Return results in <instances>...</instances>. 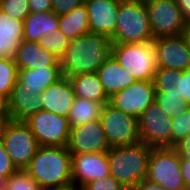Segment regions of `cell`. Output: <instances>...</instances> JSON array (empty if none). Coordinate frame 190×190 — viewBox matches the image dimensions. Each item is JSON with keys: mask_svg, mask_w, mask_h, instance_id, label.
Segmentation results:
<instances>
[{"mask_svg": "<svg viewBox=\"0 0 190 190\" xmlns=\"http://www.w3.org/2000/svg\"><path fill=\"white\" fill-rule=\"evenodd\" d=\"M111 40L104 35L88 32L70 40L64 55L60 58L62 76L95 73L111 55Z\"/></svg>", "mask_w": 190, "mask_h": 190, "instance_id": "1", "label": "cell"}, {"mask_svg": "<svg viewBox=\"0 0 190 190\" xmlns=\"http://www.w3.org/2000/svg\"><path fill=\"white\" fill-rule=\"evenodd\" d=\"M72 154L67 146H39L24 169L42 190L72 181Z\"/></svg>", "mask_w": 190, "mask_h": 190, "instance_id": "2", "label": "cell"}, {"mask_svg": "<svg viewBox=\"0 0 190 190\" xmlns=\"http://www.w3.org/2000/svg\"><path fill=\"white\" fill-rule=\"evenodd\" d=\"M151 149V146L142 141L110 148L107 152L110 175L131 190L141 180L146 179Z\"/></svg>", "mask_w": 190, "mask_h": 190, "instance_id": "3", "label": "cell"}, {"mask_svg": "<svg viewBox=\"0 0 190 190\" xmlns=\"http://www.w3.org/2000/svg\"><path fill=\"white\" fill-rule=\"evenodd\" d=\"M112 43L153 42L145 3L121 0Z\"/></svg>", "mask_w": 190, "mask_h": 190, "instance_id": "4", "label": "cell"}, {"mask_svg": "<svg viewBox=\"0 0 190 190\" xmlns=\"http://www.w3.org/2000/svg\"><path fill=\"white\" fill-rule=\"evenodd\" d=\"M111 54L134 76L136 81H153L157 70L153 42L112 43Z\"/></svg>", "mask_w": 190, "mask_h": 190, "instance_id": "5", "label": "cell"}, {"mask_svg": "<svg viewBox=\"0 0 190 190\" xmlns=\"http://www.w3.org/2000/svg\"><path fill=\"white\" fill-rule=\"evenodd\" d=\"M1 142L18 170H24L29 165L39 147L35 136L24 121L10 119H4Z\"/></svg>", "mask_w": 190, "mask_h": 190, "instance_id": "6", "label": "cell"}, {"mask_svg": "<svg viewBox=\"0 0 190 190\" xmlns=\"http://www.w3.org/2000/svg\"><path fill=\"white\" fill-rule=\"evenodd\" d=\"M146 179L167 190H187L180 170V157L174 147H152Z\"/></svg>", "mask_w": 190, "mask_h": 190, "instance_id": "7", "label": "cell"}, {"mask_svg": "<svg viewBox=\"0 0 190 190\" xmlns=\"http://www.w3.org/2000/svg\"><path fill=\"white\" fill-rule=\"evenodd\" d=\"M110 148L136 144L141 141L138 118L104 104L99 117Z\"/></svg>", "mask_w": 190, "mask_h": 190, "instance_id": "8", "label": "cell"}, {"mask_svg": "<svg viewBox=\"0 0 190 190\" xmlns=\"http://www.w3.org/2000/svg\"><path fill=\"white\" fill-rule=\"evenodd\" d=\"M24 122L39 146H67L71 128L68 117L40 110Z\"/></svg>", "mask_w": 190, "mask_h": 190, "instance_id": "9", "label": "cell"}, {"mask_svg": "<svg viewBox=\"0 0 190 190\" xmlns=\"http://www.w3.org/2000/svg\"><path fill=\"white\" fill-rule=\"evenodd\" d=\"M145 5L154 39L182 35L187 21L175 0H151Z\"/></svg>", "mask_w": 190, "mask_h": 190, "instance_id": "10", "label": "cell"}, {"mask_svg": "<svg viewBox=\"0 0 190 190\" xmlns=\"http://www.w3.org/2000/svg\"><path fill=\"white\" fill-rule=\"evenodd\" d=\"M172 117L154 101L139 116L141 141L151 147H171Z\"/></svg>", "mask_w": 190, "mask_h": 190, "instance_id": "11", "label": "cell"}, {"mask_svg": "<svg viewBox=\"0 0 190 190\" xmlns=\"http://www.w3.org/2000/svg\"><path fill=\"white\" fill-rule=\"evenodd\" d=\"M155 101V85L153 81H136L129 87L113 94L109 104L136 118Z\"/></svg>", "mask_w": 190, "mask_h": 190, "instance_id": "12", "label": "cell"}, {"mask_svg": "<svg viewBox=\"0 0 190 190\" xmlns=\"http://www.w3.org/2000/svg\"><path fill=\"white\" fill-rule=\"evenodd\" d=\"M71 154L104 153L110 147L99 119L71 127L67 144Z\"/></svg>", "mask_w": 190, "mask_h": 190, "instance_id": "13", "label": "cell"}, {"mask_svg": "<svg viewBox=\"0 0 190 190\" xmlns=\"http://www.w3.org/2000/svg\"><path fill=\"white\" fill-rule=\"evenodd\" d=\"M157 68L185 71L190 69V49L182 35L160 37L153 40Z\"/></svg>", "mask_w": 190, "mask_h": 190, "instance_id": "14", "label": "cell"}, {"mask_svg": "<svg viewBox=\"0 0 190 190\" xmlns=\"http://www.w3.org/2000/svg\"><path fill=\"white\" fill-rule=\"evenodd\" d=\"M72 181L84 186L110 175L107 152L72 154Z\"/></svg>", "mask_w": 190, "mask_h": 190, "instance_id": "15", "label": "cell"}, {"mask_svg": "<svg viewBox=\"0 0 190 190\" xmlns=\"http://www.w3.org/2000/svg\"><path fill=\"white\" fill-rule=\"evenodd\" d=\"M120 1H85L90 32L107 36L109 39L114 36Z\"/></svg>", "mask_w": 190, "mask_h": 190, "instance_id": "16", "label": "cell"}, {"mask_svg": "<svg viewBox=\"0 0 190 190\" xmlns=\"http://www.w3.org/2000/svg\"><path fill=\"white\" fill-rule=\"evenodd\" d=\"M42 108L41 94L36 90L21 89L16 81L11 96L6 100L7 119L25 121Z\"/></svg>", "mask_w": 190, "mask_h": 190, "instance_id": "17", "label": "cell"}, {"mask_svg": "<svg viewBox=\"0 0 190 190\" xmlns=\"http://www.w3.org/2000/svg\"><path fill=\"white\" fill-rule=\"evenodd\" d=\"M42 110L68 117L75 93L68 78L62 77L48 86L42 93Z\"/></svg>", "mask_w": 190, "mask_h": 190, "instance_id": "18", "label": "cell"}, {"mask_svg": "<svg viewBox=\"0 0 190 190\" xmlns=\"http://www.w3.org/2000/svg\"><path fill=\"white\" fill-rule=\"evenodd\" d=\"M96 73L109 98L136 82L131 72L124 69L112 54L100 66Z\"/></svg>", "mask_w": 190, "mask_h": 190, "instance_id": "19", "label": "cell"}, {"mask_svg": "<svg viewBox=\"0 0 190 190\" xmlns=\"http://www.w3.org/2000/svg\"><path fill=\"white\" fill-rule=\"evenodd\" d=\"M18 70L36 69L47 65H60V58L42 48L38 42L23 40L14 57Z\"/></svg>", "mask_w": 190, "mask_h": 190, "instance_id": "20", "label": "cell"}, {"mask_svg": "<svg viewBox=\"0 0 190 190\" xmlns=\"http://www.w3.org/2000/svg\"><path fill=\"white\" fill-rule=\"evenodd\" d=\"M61 65H47L36 69L18 70L17 82L21 89L36 90L40 94L62 78Z\"/></svg>", "mask_w": 190, "mask_h": 190, "instance_id": "21", "label": "cell"}, {"mask_svg": "<svg viewBox=\"0 0 190 190\" xmlns=\"http://www.w3.org/2000/svg\"><path fill=\"white\" fill-rule=\"evenodd\" d=\"M59 30V16L53 11L30 12L24 19L23 40L38 42L43 36H48Z\"/></svg>", "mask_w": 190, "mask_h": 190, "instance_id": "22", "label": "cell"}, {"mask_svg": "<svg viewBox=\"0 0 190 190\" xmlns=\"http://www.w3.org/2000/svg\"><path fill=\"white\" fill-rule=\"evenodd\" d=\"M75 97L87 99L101 104L109 103V97L105 93L97 73H85L73 75L68 78Z\"/></svg>", "mask_w": 190, "mask_h": 190, "instance_id": "23", "label": "cell"}, {"mask_svg": "<svg viewBox=\"0 0 190 190\" xmlns=\"http://www.w3.org/2000/svg\"><path fill=\"white\" fill-rule=\"evenodd\" d=\"M59 29L70 40L90 32L86 5L82 4L69 13L59 15Z\"/></svg>", "mask_w": 190, "mask_h": 190, "instance_id": "24", "label": "cell"}, {"mask_svg": "<svg viewBox=\"0 0 190 190\" xmlns=\"http://www.w3.org/2000/svg\"><path fill=\"white\" fill-rule=\"evenodd\" d=\"M103 106L101 103L75 97L68 115L70 127L99 119Z\"/></svg>", "mask_w": 190, "mask_h": 190, "instance_id": "25", "label": "cell"}, {"mask_svg": "<svg viewBox=\"0 0 190 190\" xmlns=\"http://www.w3.org/2000/svg\"><path fill=\"white\" fill-rule=\"evenodd\" d=\"M155 92H165V96L182 98V71L157 68L154 75Z\"/></svg>", "mask_w": 190, "mask_h": 190, "instance_id": "26", "label": "cell"}, {"mask_svg": "<svg viewBox=\"0 0 190 190\" xmlns=\"http://www.w3.org/2000/svg\"><path fill=\"white\" fill-rule=\"evenodd\" d=\"M18 77L14 58H0V96L7 100Z\"/></svg>", "mask_w": 190, "mask_h": 190, "instance_id": "27", "label": "cell"}, {"mask_svg": "<svg viewBox=\"0 0 190 190\" xmlns=\"http://www.w3.org/2000/svg\"><path fill=\"white\" fill-rule=\"evenodd\" d=\"M155 102L171 117L181 115L190 107L183 98H179V96H165V92H155Z\"/></svg>", "mask_w": 190, "mask_h": 190, "instance_id": "28", "label": "cell"}, {"mask_svg": "<svg viewBox=\"0 0 190 190\" xmlns=\"http://www.w3.org/2000/svg\"><path fill=\"white\" fill-rule=\"evenodd\" d=\"M38 43L42 48L61 58L69 46L70 39L59 29L55 30L54 33L48 36L41 37Z\"/></svg>", "mask_w": 190, "mask_h": 190, "instance_id": "29", "label": "cell"}, {"mask_svg": "<svg viewBox=\"0 0 190 190\" xmlns=\"http://www.w3.org/2000/svg\"><path fill=\"white\" fill-rule=\"evenodd\" d=\"M5 190H42L25 170H17L5 181Z\"/></svg>", "mask_w": 190, "mask_h": 190, "instance_id": "30", "label": "cell"}, {"mask_svg": "<svg viewBox=\"0 0 190 190\" xmlns=\"http://www.w3.org/2000/svg\"><path fill=\"white\" fill-rule=\"evenodd\" d=\"M171 147L190 134V107L181 115L172 117Z\"/></svg>", "mask_w": 190, "mask_h": 190, "instance_id": "31", "label": "cell"}, {"mask_svg": "<svg viewBox=\"0 0 190 190\" xmlns=\"http://www.w3.org/2000/svg\"><path fill=\"white\" fill-rule=\"evenodd\" d=\"M0 10L19 20H24L30 13L28 0H1Z\"/></svg>", "mask_w": 190, "mask_h": 190, "instance_id": "32", "label": "cell"}, {"mask_svg": "<svg viewBox=\"0 0 190 190\" xmlns=\"http://www.w3.org/2000/svg\"><path fill=\"white\" fill-rule=\"evenodd\" d=\"M24 20L14 19L0 10V36L23 37Z\"/></svg>", "mask_w": 190, "mask_h": 190, "instance_id": "33", "label": "cell"}, {"mask_svg": "<svg viewBox=\"0 0 190 190\" xmlns=\"http://www.w3.org/2000/svg\"><path fill=\"white\" fill-rule=\"evenodd\" d=\"M84 190H128L111 175L88 182Z\"/></svg>", "mask_w": 190, "mask_h": 190, "instance_id": "34", "label": "cell"}, {"mask_svg": "<svg viewBox=\"0 0 190 190\" xmlns=\"http://www.w3.org/2000/svg\"><path fill=\"white\" fill-rule=\"evenodd\" d=\"M23 37L0 36V58H14Z\"/></svg>", "mask_w": 190, "mask_h": 190, "instance_id": "35", "label": "cell"}, {"mask_svg": "<svg viewBox=\"0 0 190 190\" xmlns=\"http://www.w3.org/2000/svg\"><path fill=\"white\" fill-rule=\"evenodd\" d=\"M18 169L12 163L11 158L7 154L5 146L0 141V177L8 179Z\"/></svg>", "mask_w": 190, "mask_h": 190, "instance_id": "36", "label": "cell"}, {"mask_svg": "<svg viewBox=\"0 0 190 190\" xmlns=\"http://www.w3.org/2000/svg\"><path fill=\"white\" fill-rule=\"evenodd\" d=\"M84 3V0H52V11L59 16L69 13L72 9Z\"/></svg>", "mask_w": 190, "mask_h": 190, "instance_id": "37", "label": "cell"}, {"mask_svg": "<svg viewBox=\"0 0 190 190\" xmlns=\"http://www.w3.org/2000/svg\"><path fill=\"white\" fill-rule=\"evenodd\" d=\"M30 12L52 11V0H28Z\"/></svg>", "mask_w": 190, "mask_h": 190, "instance_id": "38", "label": "cell"}, {"mask_svg": "<svg viewBox=\"0 0 190 190\" xmlns=\"http://www.w3.org/2000/svg\"><path fill=\"white\" fill-rule=\"evenodd\" d=\"M180 159L190 160V134L174 145Z\"/></svg>", "mask_w": 190, "mask_h": 190, "instance_id": "39", "label": "cell"}, {"mask_svg": "<svg viewBox=\"0 0 190 190\" xmlns=\"http://www.w3.org/2000/svg\"><path fill=\"white\" fill-rule=\"evenodd\" d=\"M182 98L190 105V69L182 71Z\"/></svg>", "mask_w": 190, "mask_h": 190, "instance_id": "40", "label": "cell"}, {"mask_svg": "<svg viewBox=\"0 0 190 190\" xmlns=\"http://www.w3.org/2000/svg\"><path fill=\"white\" fill-rule=\"evenodd\" d=\"M180 170L187 190H190V160L180 159Z\"/></svg>", "mask_w": 190, "mask_h": 190, "instance_id": "41", "label": "cell"}, {"mask_svg": "<svg viewBox=\"0 0 190 190\" xmlns=\"http://www.w3.org/2000/svg\"><path fill=\"white\" fill-rule=\"evenodd\" d=\"M131 190H167L163 186L150 182L147 179L141 180Z\"/></svg>", "mask_w": 190, "mask_h": 190, "instance_id": "42", "label": "cell"}, {"mask_svg": "<svg viewBox=\"0 0 190 190\" xmlns=\"http://www.w3.org/2000/svg\"><path fill=\"white\" fill-rule=\"evenodd\" d=\"M177 5L179 6L184 19L189 22L190 21V0H175Z\"/></svg>", "mask_w": 190, "mask_h": 190, "instance_id": "43", "label": "cell"}, {"mask_svg": "<svg viewBox=\"0 0 190 190\" xmlns=\"http://www.w3.org/2000/svg\"><path fill=\"white\" fill-rule=\"evenodd\" d=\"M46 190H84V187L75 183L74 181H71L64 185H58L55 187L48 188Z\"/></svg>", "mask_w": 190, "mask_h": 190, "instance_id": "44", "label": "cell"}, {"mask_svg": "<svg viewBox=\"0 0 190 190\" xmlns=\"http://www.w3.org/2000/svg\"><path fill=\"white\" fill-rule=\"evenodd\" d=\"M182 36L185 39V42L190 49V21L186 23L182 31Z\"/></svg>", "mask_w": 190, "mask_h": 190, "instance_id": "45", "label": "cell"}, {"mask_svg": "<svg viewBox=\"0 0 190 190\" xmlns=\"http://www.w3.org/2000/svg\"><path fill=\"white\" fill-rule=\"evenodd\" d=\"M0 119H7L6 100L0 96Z\"/></svg>", "mask_w": 190, "mask_h": 190, "instance_id": "46", "label": "cell"}, {"mask_svg": "<svg viewBox=\"0 0 190 190\" xmlns=\"http://www.w3.org/2000/svg\"><path fill=\"white\" fill-rule=\"evenodd\" d=\"M6 179L0 177V190H5Z\"/></svg>", "mask_w": 190, "mask_h": 190, "instance_id": "47", "label": "cell"}, {"mask_svg": "<svg viewBox=\"0 0 190 190\" xmlns=\"http://www.w3.org/2000/svg\"><path fill=\"white\" fill-rule=\"evenodd\" d=\"M3 122H4V119H0V141H1V131H2Z\"/></svg>", "mask_w": 190, "mask_h": 190, "instance_id": "48", "label": "cell"}, {"mask_svg": "<svg viewBox=\"0 0 190 190\" xmlns=\"http://www.w3.org/2000/svg\"><path fill=\"white\" fill-rule=\"evenodd\" d=\"M130 1H136V2L146 3V2L151 1V0H130Z\"/></svg>", "mask_w": 190, "mask_h": 190, "instance_id": "49", "label": "cell"}]
</instances>
